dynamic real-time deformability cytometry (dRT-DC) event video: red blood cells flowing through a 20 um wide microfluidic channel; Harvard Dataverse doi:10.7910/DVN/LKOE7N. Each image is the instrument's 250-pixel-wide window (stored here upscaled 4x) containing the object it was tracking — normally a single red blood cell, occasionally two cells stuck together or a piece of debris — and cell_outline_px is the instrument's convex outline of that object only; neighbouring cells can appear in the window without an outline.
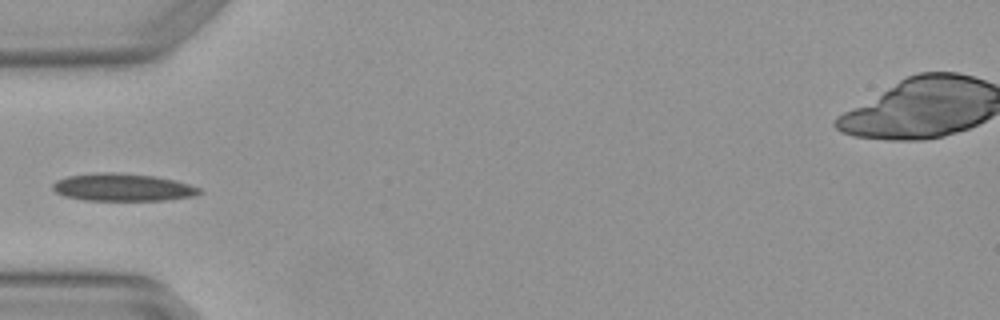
{"species": "Egyptian fruit bat (a non-hibernating species)", "species_latin": "Rousettus aegyptiacus", "temperature_condition": "warm", "stored_images_in_passage": 4, "camera_frame_rate_fps": 3000, "um_per_image_px": 0.085, "animal": {"sex": "female"}, "frame": {"image": 1, "passage_image": 2, "time_ms": 0.333, "image_size_px": [1000, 320], "cell_outline_px": [[204, 192], [196, 196], [164, 200], [84, 200], [64, 196], [56, 192], [52, 188], [52, 184], [56, 180], [68, 176], [100, 172], [112, 172], [156, 176], [176, 180], [200, 188]], "centroid_in_image_um": [10.45, 15.92], "position_along_channel_um": 74.5, "area_um2": 23.64}}
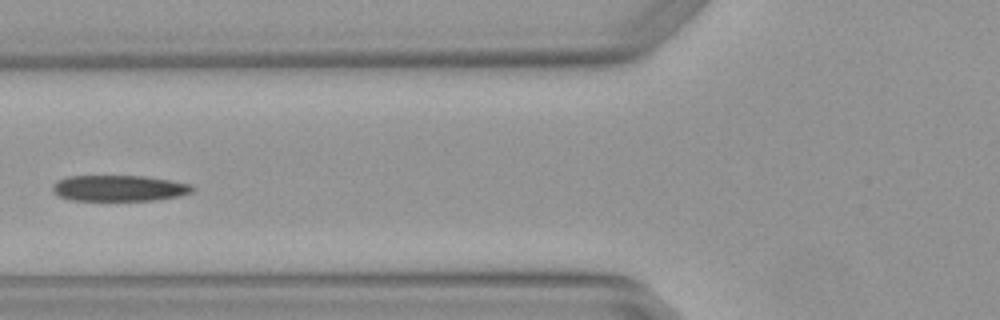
{"frame": {"image": 2, "passage_image": 3, "time_ms": 0.667, "image_size_px": [1000, 320], "cell_outline_px": [[196, 188], [192, 192], [180, 196], [152, 200], [72, 200], [60, 196], [52, 192], [52, 184], [68, 176], [144, 176], [172, 180], [192, 184]], "centroid_in_image_um": [10.16, 15.99], "position_along_channel_um": 115.6, "area_um2": 21.21}}